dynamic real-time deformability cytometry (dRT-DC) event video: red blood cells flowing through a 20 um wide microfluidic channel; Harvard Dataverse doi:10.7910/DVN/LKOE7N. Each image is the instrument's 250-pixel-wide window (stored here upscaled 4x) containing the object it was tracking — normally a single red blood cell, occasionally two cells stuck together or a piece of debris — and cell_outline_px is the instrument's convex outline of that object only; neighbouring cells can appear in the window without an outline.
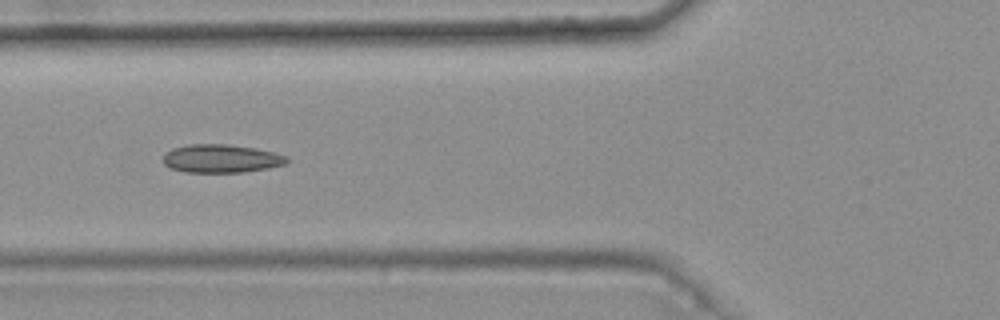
{"species": "common noctule bat (a hibernating species)", "species_latin": "Nyctalus noctula", "temperature_condition": "warm", "stored_images_in_passage": 7, "camera_frame_rate_fps": 3000, "um_per_image_px": 0.085, "animal": {"sex": "female", "body_mass_g": 25.1}, "frame": {"image": 1, "passage_image": 5, "time_ms": 1.333, "image_size_px": [1000, 320], "cell_outline_px": [[288, 160], [284, 164], [268, 168], [244, 172], [184, 172], [168, 168], [164, 164], [164, 156], [172, 148], [188, 144], [228, 144], [256, 148], [288, 156]], "centroid_in_image_um": [18.79, 13.48], "position_along_channel_um": 107.0, "area_um2": 20.4}}
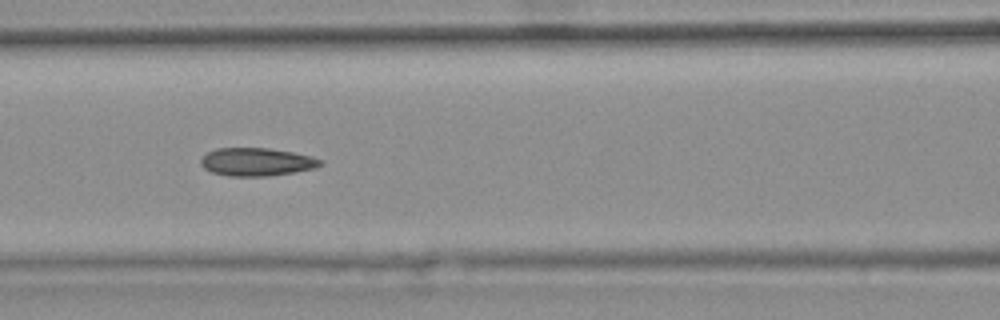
{"frame": {"image": 2, "passage_image": 6, "time_ms": 1.667, "image_size_px": [1000, 320], "cell_outline_px": [[324, 160], [316, 168], [296, 172], [268, 176], [228, 176], [212, 172], [204, 168], [200, 164], [200, 160], [208, 152], [216, 148], [268, 148], [292, 152], [312, 156]], "centroid_in_image_um": [21.83, 13.76], "position_along_channel_um": 144.8, "area_um2": 19.59}}